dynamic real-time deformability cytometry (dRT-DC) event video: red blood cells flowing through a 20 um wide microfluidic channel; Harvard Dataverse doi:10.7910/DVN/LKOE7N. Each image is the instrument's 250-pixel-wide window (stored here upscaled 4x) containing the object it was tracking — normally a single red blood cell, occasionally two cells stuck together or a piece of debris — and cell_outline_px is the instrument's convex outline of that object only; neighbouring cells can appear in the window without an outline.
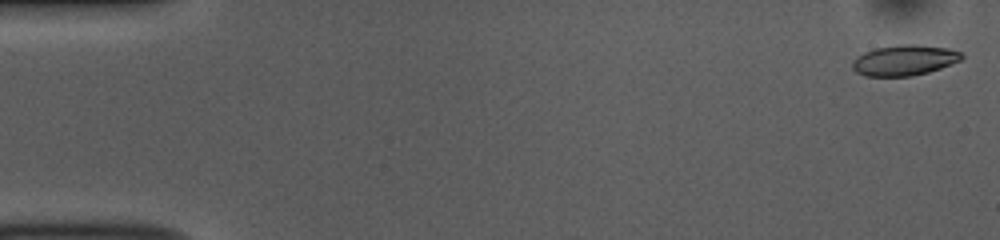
{"species": "common noctule bat (a hibernating species)", "species_latin": "Nyctalus noctula", "temperature_condition": "room temperature", "stored_images_in_passage": 52, "camera_frame_rate_fps": 3000, "um_per_image_px": 0.085, "animal": {"sex": "female", "body_mass_g": 10.0, "forearm_length_mm": 53.1}, "frame": {"image": 1, "passage_image": 1, "time_ms": 0.0, "image_size_px": [1000, 240], "cell_outline_px": [[964, 56], [960, 60], [940, 68], [928, 72], [912, 76], [864, 76], [856, 72], [852, 68], [852, 60], [856, 56], [864, 52], [876, 48], [900, 44], [916, 44], [948, 48], [960, 52]], "centroid_in_image_um": [76.83, 5.12], "position_along_channel_um": 8.2, "area_um2": 19.48}}
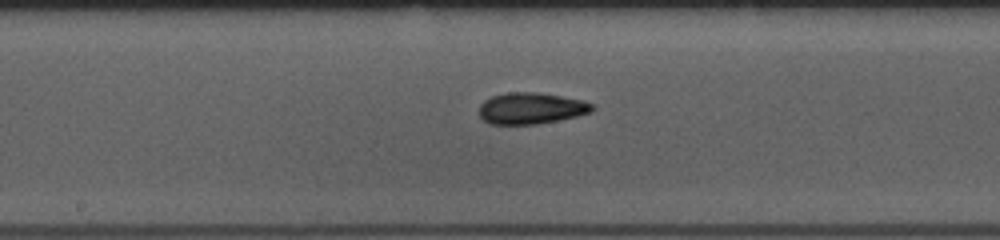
{"frame": {"image": 2, "passage_image": 27, "time_ms": 8.667, "image_size_px": [1000, 240], "cell_outline_px": [[596, 108], [592, 112], [576, 116], [536, 124], [488, 124], [480, 116], [480, 104], [484, 100], [492, 96], [508, 92], [536, 92], [584, 100], [592, 104]], "centroid_in_image_um": [45.14, 9.2], "position_along_channel_um": 203.1, "area_um2": 20.63}}
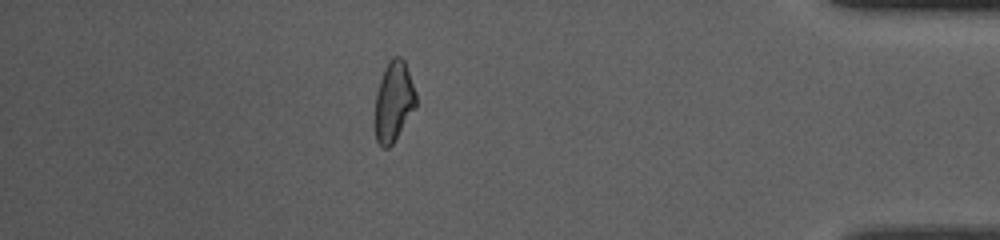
{"frame": {"image": 3, "passage_image": 46, "time_ms": 15.0, "image_size_px": [1000, 240], "cell_outline_px": [[416, 104], [392, 144], [388, 148], [384, 148], [376, 140], [376, 92], [384, 68], [388, 60], [392, 56], [400, 56], [404, 60], [416, 92]], "centroid_in_image_um": [33.46, 8.56], "position_along_channel_um": 401.7, "area_um2": 18.67}, "authors_computed_cell_mechanics": {"area_um2": 20.0277, "velocity_mm_per_s": 3.7853, "shape_relaxation_time_tau1_ms": 3.9908, "shape_relaxation_time_tau2_ms": 3.792, "deformation_change_tau1": 0.1089, "deformation_change_tau2": 0.1}}